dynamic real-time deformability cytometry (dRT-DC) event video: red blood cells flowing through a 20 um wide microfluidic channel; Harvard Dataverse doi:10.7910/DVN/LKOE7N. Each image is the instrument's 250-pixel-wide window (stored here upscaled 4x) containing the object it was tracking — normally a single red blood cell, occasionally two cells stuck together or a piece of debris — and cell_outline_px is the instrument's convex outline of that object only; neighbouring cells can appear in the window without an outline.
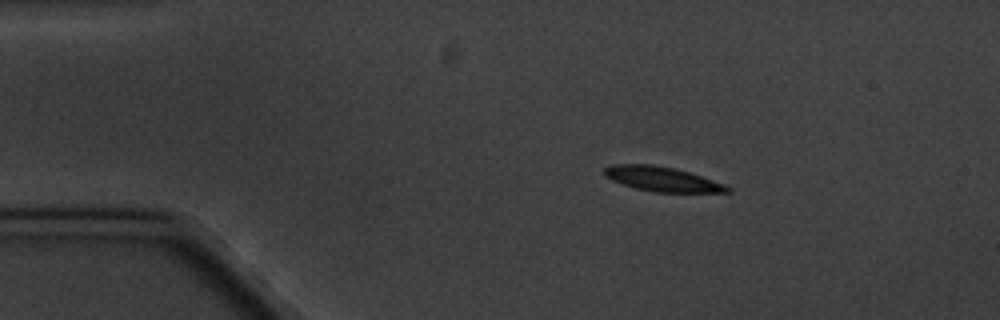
{"species": "common noctule bat (a hibernating species)", "species_latin": "Nyctalus noctula", "temperature_condition": "cold", "stored_images_in_passage": 4, "camera_frame_rate_fps": 3000, "um_per_image_px": 0.085, "animal": {"sex": "male", "body_mass_g": 20.1, "forearm_length_mm": 53.5}, "frame": {"image": 1, "passage_image": 2, "time_ms": 1.333, "image_size_px": [1000, 320], "cell_outline_px": [[732, 192], [656, 192], [636, 188], [612, 180], [604, 176], [604, 168], [612, 164], [652, 164], [672, 168], [688, 172], [724, 184], [732, 188]], "centroid_in_image_um": [56.26, 15.22], "position_along_channel_um": 28.7, "area_um2": 17.4}}